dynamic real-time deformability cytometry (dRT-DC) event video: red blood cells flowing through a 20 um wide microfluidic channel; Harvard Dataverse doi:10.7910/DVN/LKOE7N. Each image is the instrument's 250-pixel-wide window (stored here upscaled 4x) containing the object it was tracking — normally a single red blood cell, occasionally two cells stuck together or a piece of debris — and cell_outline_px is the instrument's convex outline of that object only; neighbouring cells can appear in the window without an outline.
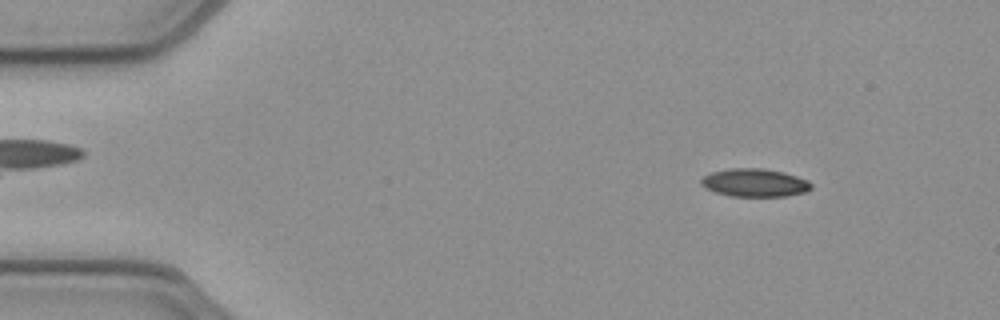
{"species": "common noctule bat (a hibernating species)", "species_latin": "Nyctalus noctula", "temperature_condition": "cold", "stored_images_in_passage": 49, "camera_frame_rate_fps": 3000, "um_per_image_px": 0.085, "animal": {"sex": "female", "body_mass_g": 21.9}, "frame": {"image": 1, "passage_image": 4, "time_ms": 1.0, "image_size_px": [1000, 320], "cell_outline_px": [[812, 188], [804, 192], [788, 196], [732, 196], [716, 192], [704, 188], [700, 184], [700, 180], [704, 176], [712, 172], [732, 168], [760, 168], [784, 172], [808, 180], [812, 184]], "centroid_in_image_um": [64.15, 15.53], "position_along_channel_um": 20.9, "area_um2": 17.98}}
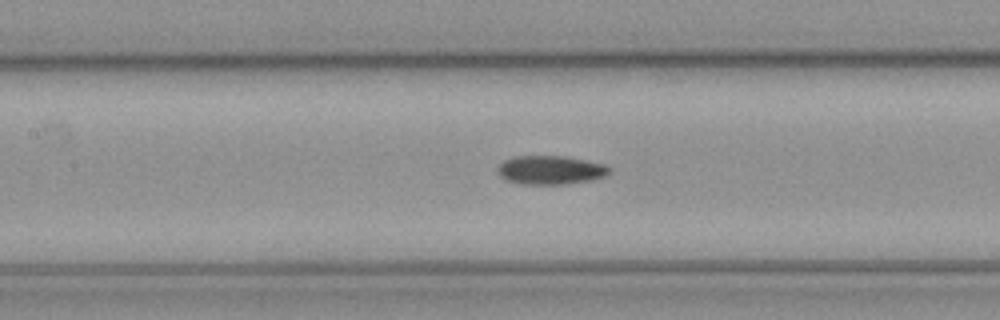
{"frame": {"image": 2, "passage_image": 21, "time_ms": 6.667, "image_size_px": [1000, 320], "cell_outline_px": [[612, 172], [604, 176], [592, 180], [564, 184], [520, 184], [508, 180], [500, 176], [496, 168], [504, 160], [512, 156], [564, 156], [608, 164], [612, 168]], "centroid_in_image_um": [46.83, 14.44], "position_along_channel_um": 160.6, "area_um2": 18.96}}
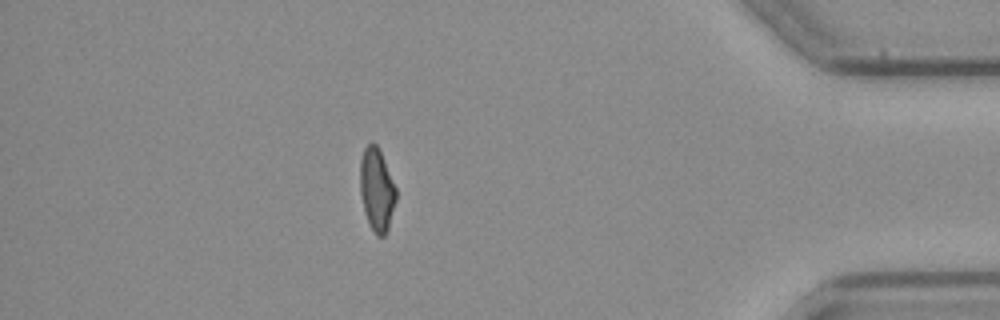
{"frame": {"image": 3, "passage_image": 43, "time_ms": 14.0, "image_size_px": [1000, 320], "cell_outline_px": [[396, 200], [388, 228], [384, 236], [376, 236], [368, 220], [364, 208], [360, 192], [360, 160], [364, 148], [372, 140], [376, 144], [380, 152], [396, 188]], "centroid_in_image_um": [32.02, 16.1], "position_along_channel_um": 403.2, "area_um2": 17.05}, "authors_computed_cell_mechanics": {"area_um2": 18.207, "velocity_mm_per_s": 3.9372, "shape_relaxation_time_tau1_ms": 10.3071, "shape_relaxation_time_tau2_ms": 5.271, "deformation_change_tau1": 0.2072, "deformation_change_tau2": 0.1025}}